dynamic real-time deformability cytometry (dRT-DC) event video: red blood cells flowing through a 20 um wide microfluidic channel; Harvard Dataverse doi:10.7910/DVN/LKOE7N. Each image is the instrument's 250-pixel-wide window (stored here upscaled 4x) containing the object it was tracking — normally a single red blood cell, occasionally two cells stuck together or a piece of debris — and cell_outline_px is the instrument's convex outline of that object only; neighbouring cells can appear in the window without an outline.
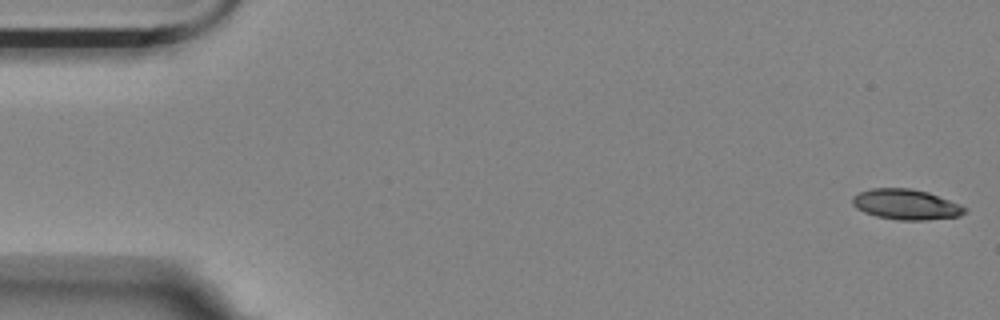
{"species": "Egyptian fruit bat (a non-hibernating species)", "species_latin": "Rousettus aegyptiacus", "temperature_condition": "room temperature", "stored_images_in_passage": 16, "camera_frame_rate_fps": 3000, "um_per_image_px": 0.085, "animal": {"sex": "female"}, "frame": {"image": 1, "passage_image": 1, "time_ms": 0.0, "image_size_px": [1000, 320], "cell_outline_px": [[968, 208], [960, 216], [924, 220], [896, 220], [876, 216], [864, 212], [856, 208], [852, 204], [852, 196], [860, 192], [872, 188], [912, 188], [928, 192]], "centroid_in_image_um": [76.97, 17.37], "position_along_channel_um": 8.0, "area_um2": 19.83}}
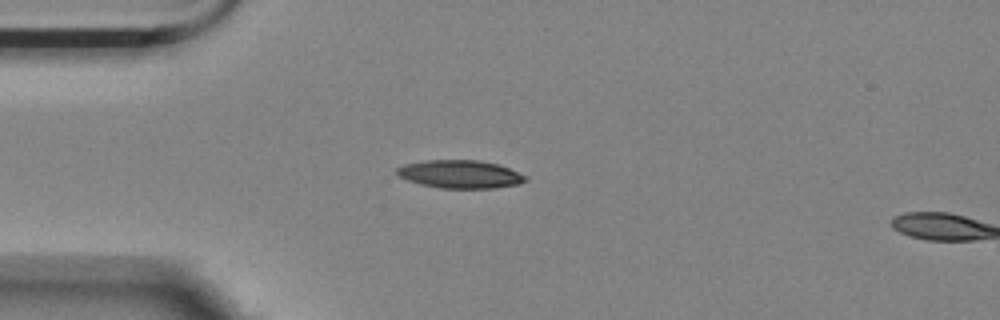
{"frame": {"image": 2, "passage_image": 14, "time_ms": 4.333, "image_size_px": [1000, 320], "cell_outline_px": [[528, 180], [520, 184], [496, 188], [440, 188], [420, 184], [408, 180], [400, 176], [396, 172], [396, 168], [404, 164], [428, 160], [480, 160], [496, 164], [508, 168], [528, 176]], "centroid_in_image_um": [39.14, 14.81], "position_along_channel_um": 45.9, "area_um2": 21.04}}